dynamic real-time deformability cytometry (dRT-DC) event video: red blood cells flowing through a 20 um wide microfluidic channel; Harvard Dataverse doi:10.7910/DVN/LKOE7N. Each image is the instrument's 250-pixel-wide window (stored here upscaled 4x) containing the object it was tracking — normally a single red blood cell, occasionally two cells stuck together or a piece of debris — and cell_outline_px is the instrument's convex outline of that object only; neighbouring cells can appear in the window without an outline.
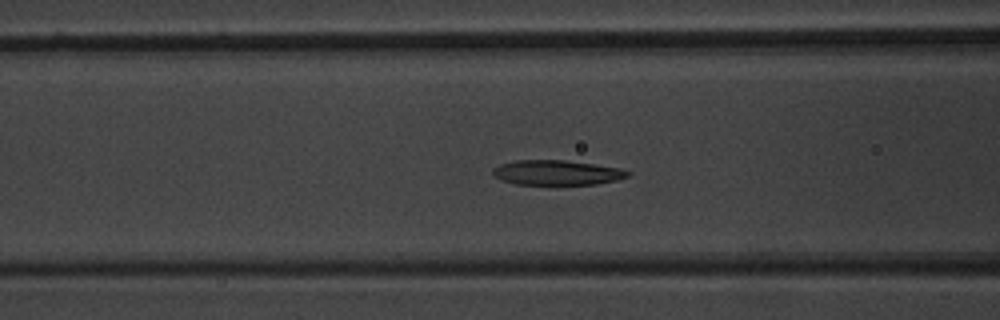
{"species": "common noctule bat (a hibernating species)", "species_latin": "Nyctalus noctula", "temperature_condition": "warm", "stored_images_in_passage": 52, "camera_frame_rate_fps": 3000, "um_per_image_px": 0.085, "animal": {"sex": "male", "body_mass_g": 20.1, "forearm_length_mm": 53.5}, "frame": {"image": 1, "passage_image": 21, "time_ms": 6.667, "image_size_px": [1000, 320], "cell_outline_px": [[632, 172], [628, 176], [616, 180], [596, 184], [516, 184], [500, 180], [492, 176], [492, 168], [500, 164], [516, 160], [564, 160], [620, 168]], "centroid_in_image_um": [47.28, 14.67], "position_along_channel_um": 119.3, "area_um2": 19.54}}
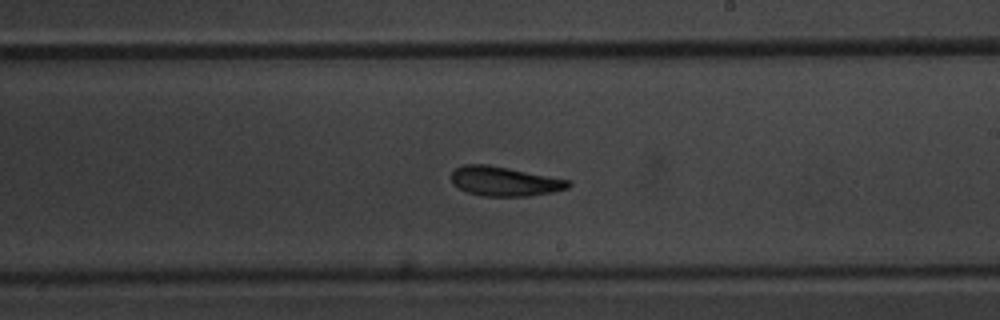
{"frame": {"image": 2, "passage_image": 31, "time_ms": 10.0, "image_size_px": [1000, 320], "cell_outline_px": [[572, 184], [568, 188], [552, 192], [528, 196], [484, 196], [468, 192], [460, 188], [452, 180], [452, 172], [456, 168], [464, 164], [488, 164], [572, 180]], "centroid_in_image_um": [42.94, 15.4], "position_along_channel_um": 246.1, "area_um2": 20.0}}
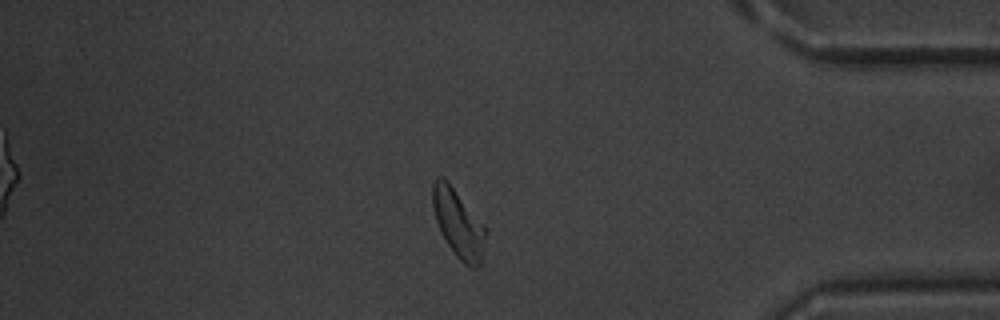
{"frame": {"image": 3, "passage_image": 45, "time_ms": 14.667, "image_size_px": [1000, 320], "cell_outline_px": [[488, 232], [480, 264], [476, 268], [472, 268], [464, 264], [456, 256], [448, 244], [436, 220], [432, 204], [432, 184], [436, 176], [440, 176], [452, 188], [488, 228]], "centroid_in_image_um": [38.99, 19.04], "position_along_channel_um": 396.2, "area_um2": 20.69}, "authors_computed_cell_mechanics": {"area_um2": 20.9236, "velocity_mm_per_s": 3.8043, "shape_relaxation_time_tau1_ms": 2.8976, "shape_relaxation_time_tau2_ms": 4.2199, "deformation_change_tau1": 0.123, "deformation_change_tau2": 0.1149}}